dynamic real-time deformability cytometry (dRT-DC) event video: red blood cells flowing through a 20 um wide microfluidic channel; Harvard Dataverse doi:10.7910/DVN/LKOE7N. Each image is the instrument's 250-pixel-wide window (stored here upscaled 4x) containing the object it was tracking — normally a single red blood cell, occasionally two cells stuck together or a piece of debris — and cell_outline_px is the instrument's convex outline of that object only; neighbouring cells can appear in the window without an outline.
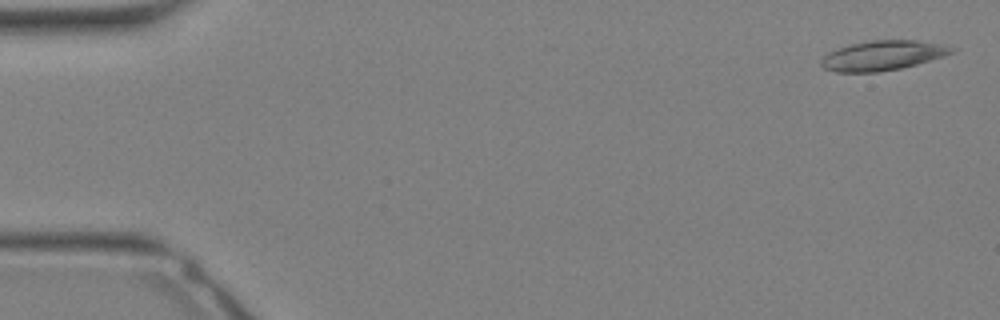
{"species": "Egyptian fruit bat (a non-hibernating species)", "species_latin": "Rousettus aegyptiacus", "temperature_condition": "warm", "stored_images_in_passage": 30, "camera_frame_rate_fps": 3000, "um_per_image_px": 0.085, "animal": {"sex": "female"}, "frame": {"image": 1, "passage_image": 1, "time_ms": 0.0, "image_size_px": [1000, 320], "cell_outline_px": [[956, 48], [952, 52], [944, 56], [916, 64], [900, 68], [880, 72], [836, 72], [824, 68], [820, 64], [820, 60], [828, 52], [852, 44], [872, 40], [916, 40]], "centroid_in_image_um": [74.98, 4.73], "position_along_channel_um": 10.0, "area_um2": 22.25}}
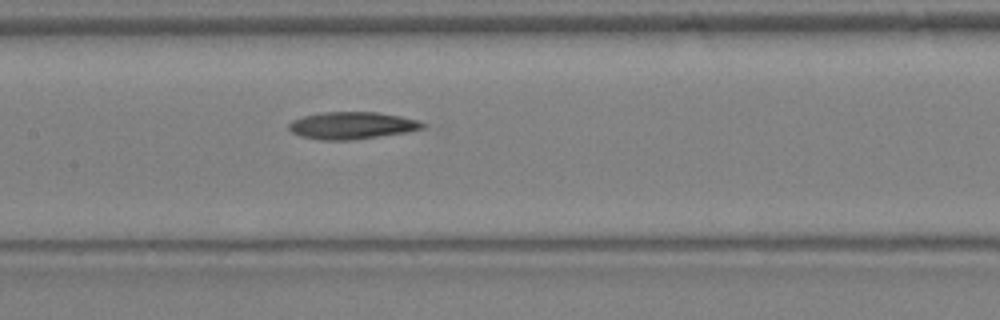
{"frame": {"image": 2, "passage_image": 16, "time_ms": 5.0, "image_size_px": [1000, 320], "cell_outline_px": [[428, 124], [424, 128], [404, 132], [352, 140], [320, 140], [300, 136], [292, 132], [288, 128], [288, 124], [292, 120], [304, 116], [324, 112], [376, 112], [400, 116], [416, 120]], "centroid_in_image_um": [29.89, 10.66], "position_along_channel_um": 177.5, "area_um2": 21.04}}
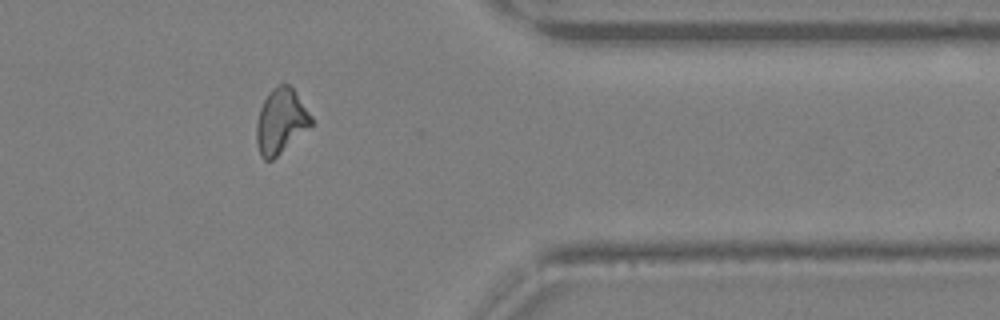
{"frame": {"image": 3, "passage_image": 27, "time_ms": 8.667, "image_size_px": [1000, 320], "cell_outline_px": [[312, 124], [272, 160], [264, 160], [260, 156], [256, 144], [256, 124], [260, 108], [268, 92], [276, 84], [288, 84], [292, 88], [312, 116]], "centroid_in_image_um": [23.83, 10.29], "position_along_channel_um": 387.6, "area_um2": 20.46}}